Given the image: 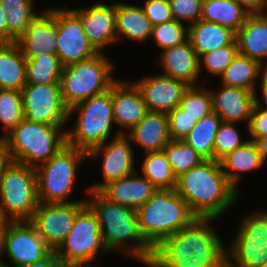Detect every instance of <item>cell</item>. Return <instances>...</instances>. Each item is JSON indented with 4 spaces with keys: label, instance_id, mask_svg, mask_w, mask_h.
Returning <instances> with one entry per match:
<instances>
[{
    "label": "cell",
    "instance_id": "cell-21",
    "mask_svg": "<svg viewBox=\"0 0 267 267\" xmlns=\"http://www.w3.org/2000/svg\"><path fill=\"white\" fill-rule=\"evenodd\" d=\"M212 97V111L222 122L238 123L250 121L251 112L255 103V93L236 87L221 84V89L210 92Z\"/></svg>",
    "mask_w": 267,
    "mask_h": 267
},
{
    "label": "cell",
    "instance_id": "cell-10",
    "mask_svg": "<svg viewBox=\"0 0 267 267\" xmlns=\"http://www.w3.org/2000/svg\"><path fill=\"white\" fill-rule=\"evenodd\" d=\"M100 248L103 253H108L96 215L86 204L77 213L73 227L54 252L67 267H74L94 261Z\"/></svg>",
    "mask_w": 267,
    "mask_h": 267
},
{
    "label": "cell",
    "instance_id": "cell-39",
    "mask_svg": "<svg viewBox=\"0 0 267 267\" xmlns=\"http://www.w3.org/2000/svg\"><path fill=\"white\" fill-rule=\"evenodd\" d=\"M151 39L162 50L183 44L188 40V26L175 19L153 26Z\"/></svg>",
    "mask_w": 267,
    "mask_h": 267
},
{
    "label": "cell",
    "instance_id": "cell-8",
    "mask_svg": "<svg viewBox=\"0 0 267 267\" xmlns=\"http://www.w3.org/2000/svg\"><path fill=\"white\" fill-rule=\"evenodd\" d=\"M39 204L35 168L13 162L0 179V217L29 221Z\"/></svg>",
    "mask_w": 267,
    "mask_h": 267
},
{
    "label": "cell",
    "instance_id": "cell-6",
    "mask_svg": "<svg viewBox=\"0 0 267 267\" xmlns=\"http://www.w3.org/2000/svg\"><path fill=\"white\" fill-rule=\"evenodd\" d=\"M78 113L73 130H66V144L89 152L108 141L113 123L112 85L106 92L92 96L68 109V117Z\"/></svg>",
    "mask_w": 267,
    "mask_h": 267
},
{
    "label": "cell",
    "instance_id": "cell-40",
    "mask_svg": "<svg viewBox=\"0 0 267 267\" xmlns=\"http://www.w3.org/2000/svg\"><path fill=\"white\" fill-rule=\"evenodd\" d=\"M238 53V44L235 41L223 48H218L212 52L203 54L199 57V72H201L202 62L207 71L216 76H222L225 69L232 62Z\"/></svg>",
    "mask_w": 267,
    "mask_h": 267
},
{
    "label": "cell",
    "instance_id": "cell-45",
    "mask_svg": "<svg viewBox=\"0 0 267 267\" xmlns=\"http://www.w3.org/2000/svg\"><path fill=\"white\" fill-rule=\"evenodd\" d=\"M247 127L248 133L251 136L249 140L267 138V110L254 103Z\"/></svg>",
    "mask_w": 267,
    "mask_h": 267
},
{
    "label": "cell",
    "instance_id": "cell-19",
    "mask_svg": "<svg viewBox=\"0 0 267 267\" xmlns=\"http://www.w3.org/2000/svg\"><path fill=\"white\" fill-rule=\"evenodd\" d=\"M80 18L83 30L93 47L102 52L104 47L117 41L115 25V3L106 5L96 2L88 9H72Z\"/></svg>",
    "mask_w": 267,
    "mask_h": 267
},
{
    "label": "cell",
    "instance_id": "cell-43",
    "mask_svg": "<svg viewBox=\"0 0 267 267\" xmlns=\"http://www.w3.org/2000/svg\"><path fill=\"white\" fill-rule=\"evenodd\" d=\"M169 134L173 141H183L190 133L197 121L186 114V111L177 106L168 113Z\"/></svg>",
    "mask_w": 267,
    "mask_h": 267
},
{
    "label": "cell",
    "instance_id": "cell-4",
    "mask_svg": "<svg viewBox=\"0 0 267 267\" xmlns=\"http://www.w3.org/2000/svg\"><path fill=\"white\" fill-rule=\"evenodd\" d=\"M136 212L141 236L153 249L196 216L175 189H158Z\"/></svg>",
    "mask_w": 267,
    "mask_h": 267
},
{
    "label": "cell",
    "instance_id": "cell-28",
    "mask_svg": "<svg viewBox=\"0 0 267 267\" xmlns=\"http://www.w3.org/2000/svg\"><path fill=\"white\" fill-rule=\"evenodd\" d=\"M26 85V58L17 42L0 43V89L21 91Z\"/></svg>",
    "mask_w": 267,
    "mask_h": 267
},
{
    "label": "cell",
    "instance_id": "cell-34",
    "mask_svg": "<svg viewBox=\"0 0 267 267\" xmlns=\"http://www.w3.org/2000/svg\"><path fill=\"white\" fill-rule=\"evenodd\" d=\"M33 0H0L8 33L17 41L37 17Z\"/></svg>",
    "mask_w": 267,
    "mask_h": 267
},
{
    "label": "cell",
    "instance_id": "cell-3",
    "mask_svg": "<svg viewBox=\"0 0 267 267\" xmlns=\"http://www.w3.org/2000/svg\"><path fill=\"white\" fill-rule=\"evenodd\" d=\"M87 192L92 197L86 200V204L96 215L107 251L112 252L122 244V252L135 257L148 267L153 259L154 249L141 236L136 210L110 201L100 191ZM127 240L136 242L126 245L124 243Z\"/></svg>",
    "mask_w": 267,
    "mask_h": 267
},
{
    "label": "cell",
    "instance_id": "cell-48",
    "mask_svg": "<svg viewBox=\"0 0 267 267\" xmlns=\"http://www.w3.org/2000/svg\"><path fill=\"white\" fill-rule=\"evenodd\" d=\"M25 267H67L58 255L52 251L45 259Z\"/></svg>",
    "mask_w": 267,
    "mask_h": 267
},
{
    "label": "cell",
    "instance_id": "cell-41",
    "mask_svg": "<svg viewBox=\"0 0 267 267\" xmlns=\"http://www.w3.org/2000/svg\"><path fill=\"white\" fill-rule=\"evenodd\" d=\"M236 123L222 122L215 135L213 149L214 160H220L227 153L241 147L247 140H241V136L236 129Z\"/></svg>",
    "mask_w": 267,
    "mask_h": 267
},
{
    "label": "cell",
    "instance_id": "cell-46",
    "mask_svg": "<svg viewBox=\"0 0 267 267\" xmlns=\"http://www.w3.org/2000/svg\"><path fill=\"white\" fill-rule=\"evenodd\" d=\"M238 2L249 14H264L267 8V0H235Z\"/></svg>",
    "mask_w": 267,
    "mask_h": 267
},
{
    "label": "cell",
    "instance_id": "cell-27",
    "mask_svg": "<svg viewBox=\"0 0 267 267\" xmlns=\"http://www.w3.org/2000/svg\"><path fill=\"white\" fill-rule=\"evenodd\" d=\"M188 40L198 57L236 41V33L216 23L199 20L188 25Z\"/></svg>",
    "mask_w": 267,
    "mask_h": 267
},
{
    "label": "cell",
    "instance_id": "cell-36",
    "mask_svg": "<svg viewBox=\"0 0 267 267\" xmlns=\"http://www.w3.org/2000/svg\"><path fill=\"white\" fill-rule=\"evenodd\" d=\"M174 176L179 178L205 159L184 141L171 140L163 149Z\"/></svg>",
    "mask_w": 267,
    "mask_h": 267
},
{
    "label": "cell",
    "instance_id": "cell-50",
    "mask_svg": "<svg viewBox=\"0 0 267 267\" xmlns=\"http://www.w3.org/2000/svg\"><path fill=\"white\" fill-rule=\"evenodd\" d=\"M261 92L263 95V99H264V103L267 106V70H265V72H263L262 77H261ZM259 98L256 96L255 94V104L265 110H267V107L263 106L260 104ZM265 107V108H264Z\"/></svg>",
    "mask_w": 267,
    "mask_h": 267
},
{
    "label": "cell",
    "instance_id": "cell-14",
    "mask_svg": "<svg viewBox=\"0 0 267 267\" xmlns=\"http://www.w3.org/2000/svg\"><path fill=\"white\" fill-rule=\"evenodd\" d=\"M85 205L84 199L69 203H40L29 222L55 251L73 227L77 213Z\"/></svg>",
    "mask_w": 267,
    "mask_h": 267
},
{
    "label": "cell",
    "instance_id": "cell-38",
    "mask_svg": "<svg viewBox=\"0 0 267 267\" xmlns=\"http://www.w3.org/2000/svg\"><path fill=\"white\" fill-rule=\"evenodd\" d=\"M179 107L199 122L203 117L213 112L210 91L199 85L190 86L184 93Z\"/></svg>",
    "mask_w": 267,
    "mask_h": 267
},
{
    "label": "cell",
    "instance_id": "cell-11",
    "mask_svg": "<svg viewBox=\"0 0 267 267\" xmlns=\"http://www.w3.org/2000/svg\"><path fill=\"white\" fill-rule=\"evenodd\" d=\"M232 243L228 267H263L267 262V211H256L243 218Z\"/></svg>",
    "mask_w": 267,
    "mask_h": 267
},
{
    "label": "cell",
    "instance_id": "cell-51",
    "mask_svg": "<svg viewBox=\"0 0 267 267\" xmlns=\"http://www.w3.org/2000/svg\"><path fill=\"white\" fill-rule=\"evenodd\" d=\"M256 143L261 159L266 163L267 160V138L252 140Z\"/></svg>",
    "mask_w": 267,
    "mask_h": 267
},
{
    "label": "cell",
    "instance_id": "cell-13",
    "mask_svg": "<svg viewBox=\"0 0 267 267\" xmlns=\"http://www.w3.org/2000/svg\"><path fill=\"white\" fill-rule=\"evenodd\" d=\"M53 250L29 221H7L2 253L14 267H25L45 259Z\"/></svg>",
    "mask_w": 267,
    "mask_h": 267
},
{
    "label": "cell",
    "instance_id": "cell-26",
    "mask_svg": "<svg viewBox=\"0 0 267 267\" xmlns=\"http://www.w3.org/2000/svg\"><path fill=\"white\" fill-rule=\"evenodd\" d=\"M115 25L117 40L124 36L132 41L145 42L152 35L153 25L141 6L115 3Z\"/></svg>",
    "mask_w": 267,
    "mask_h": 267
},
{
    "label": "cell",
    "instance_id": "cell-18",
    "mask_svg": "<svg viewBox=\"0 0 267 267\" xmlns=\"http://www.w3.org/2000/svg\"><path fill=\"white\" fill-rule=\"evenodd\" d=\"M58 39V9L45 10L31 22L17 40L25 58L56 53Z\"/></svg>",
    "mask_w": 267,
    "mask_h": 267
},
{
    "label": "cell",
    "instance_id": "cell-44",
    "mask_svg": "<svg viewBox=\"0 0 267 267\" xmlns=\"http://www.w3.org/2000/svg\"><path fill=\"white\" fill-rule=\"evenodd\" d=\"M143 9L153 26L174 19L169 0H146Z\"/></svg>",
    "mask_w": 267,
    "mask_h": 267
},
{
    "label": "cell",
    "instance_id": "cell-20",
    "mask_svg": "<svg viewBox=\"0 0 267 267\" xmlns=\"http://www.w3.org/2000/svg\"><path fill=\"white\" fill-rule=\"evenodd\" d=\"M112 106L115 124L129 132L140 123L148 111L136 85L120 80L112 84Z\"/></svg>",
    "mask_w": 267,
    "mask_h": 267
},
{
    "label": "cell",
    "instance_id": "cell-30",
    "mask_svg": "<svg viewBox=\"0 0 267 267\" xmlns=\"http://www.w3.org/2000/svg\"><path fill=\"white\" fill-rule=\"evenodd\" d=\"M248 15L235 0H203L200 20L222 25L237 33Z\"/></svg>",
    "mask_w": 267,
    "mask_h": 267
},
{
    "label": "cell",
    "instance_id": "cell-25",
    "mask_svg": "<svg viewBox=\"0 0 267 267\" xmlns=\"http://www.w3.org/2000/svg\"><path fill=\"white\" fill-rule=\"evenodd\" d=\"M238 53L256 62L267 70V14H249L244 25L236 33Z\"/></svg>",
    "mask_w": 267,
    "mask_h": 267
},
{
    "label": "cell",
    "instance_id": "cell-23",
    "mask_svg": "<svg viewBox=\"0 0 267 267\" xmlns=\"http://www.w3.org/2000/svg\"><path fill=\"white\" fill-rule=\"evenodd\" d=\"M163 75L197 86L199 57L189 40L183 44L164 49L160 58Z\"/></svg>",
    "mask_w": 267,
    "mask_h": 267
},
{
    "label": "cell",
    "instance_id": "cell-47",
    "mask_svg": "<svg viewBox=\"0 0 267 267\" xmlns=\"http://www.w3.org/2000/svg\"><path fill=\"white\" fill-rule=\"evenodd\" d=\"M13 163L10 150L3 137H0V179L6 169Z\"/></svg>",
    "mask_w": 267,
    "mask_h": 267
},
{
    "label": "cell",
    "instance_id": "cell-24",
    "mask_svg": "<svg viewBox=\"0 0 267 267\" xmlns=\"http://www.w3.org/2000/svg\"><path fill=\"white\" fill-rule=\"evenodd\" d=\"M126 135L145 153L162 151L171 141L168 114L148 110L140 123Z\"/></svg>",
    "mask_w": 267,
    "mask_h": 267
},
{
    "label": "cell",
    "instance_id": "cell-33",
    "mask_svg": "<svg viewBox=\"0 0 267 267\" xmlns=\"http://www.w3.org/2000/svg\"><path fill=\"white\" fill-rule=\"evenodd\" d=\"M64 66L56 53L41 54L26 58V83H60Z\"/></svg>",
    "mask_w": 267,
    "mask_h": 267
},
{
    "label": "cell",
    "instance_id": "cell-1",
    "mask_svg": "<svg viewBox=\"0 0 267 267\" xmlns=\"http://www.w3.org/2000/svg\"><path fill=\"white\" fill-rule=\"evenodd\" d=\"M214 216H195L155 249L148 267H228V250L211 226Z\"/></svg>",
    "mask_w": 267,
    "mask_h": 267
},
{
    "label": "cell",
    "instance_id": "cell-53",
    "mask_svg": "<svg viewBox=\"0 0 267 267\" xmlns=\"http://www.w3.org/2000/svg\"><path fill=\"white\" fill-rule=\"evenodd\" d=\"M74 267H92L90 266L89 262H86V263H80V264H77L76 266Z\"/></svg>",
    "mask_w": 267,
    "mask_h": 267
},
{
    "label": "cell",
    "instance_id": "cell-29",
    "mask_svg": "<svg viewBox=\"0 0 267 267\" xmlns=\"http://www.w3.org/2000/svg\"><path fill=\"white\" fill-rule=\"evenodd\" d=\"M223 173L228 181L237 189L240 173L258 170L264 165L258 147L252 140H247L241 147L227 153L220 160ZM239 172V173H238Z\"/></svg>",
    "mask_w": 267,
    "mask_h": 267
},
{
    "label": "cell",
    "instance_id": "cell-35",
    "mask_svg": "<svg viewBox=\"0 0 267 267\" xmlns=\"http://www.w3.org/2000/svg\"><path fill=\"white\" fill-rule=\"evenodd\" d=\"M142 172L157 189H175L177 178L174 176L172 167L168 162L164 151L145 153Z\"/></svg>",
    "mask_w": 267,
    "mask_h": 267
},
{
    "label": "cell",
    "instance_id": "cell-17",
    "mask_svg": "<svg viewBox=\"0 0 267 267\" xmlns=\"http://www.w3.org/2000/svg\"><path fill=\"white\" fill-rule=\"evenodd\" d=\"M140 90L147 110L169 113L179 106L190 87L183 81L166 75L146 76L134 83Z\"/></svg>",
    "mask_w": 267,
    "mask_h": 267
},
{
    "label": "cell",
    "instance_id": "cell-16",
    "mask_svg": "<svg viewBox=\"0 0 267 267\" xmlns=\"http://www.w3.org/2000/svg\"><path fill=\"white\" fill-rule=\"evenodd\" d=\"M99 53L88 40L80 18L68 9L58 8L57 50L65 67L89 59Z\"/></svg>",
    "mask_w": 267,
    "mask_h": 267
},
{
    "label": "cell",
    "instance_id": "cell-32",
    "mask_svg": "<svg viewBox=\"0 0 267 267\" xmlns=\"http://www.w3.org/2000/svg\"><path fill=\"white\" fill-rule=\"evenodd\" d=\"M221 123V118L215 112H211L195 124L183 141L205 160H214L213 143Z\"/></svg>",
    "mask_w": 267,
    "mask_h": 267
},
{
    "label": "cell",
    "instance_id": "cell-42",
    "mask_svg": "<svg viewBox=\"0 0 267 267\" xmlns=\"http://www.w3.org/2000/svg\"><path fill=\"white\" fill-rule=\"evenodd\" d=\"M169 3L177 22L187 21L192 25L200 20L203 0H169Z\"/></svg>",
    "mask_w": 267,
    "mask_h": 267
},
{
    "label": "cell",
    "instance_id": "cell-12",
    "mask_svg": "<svg viewBox=\"0 0 267 267\" xmlns=\"http://www.w3.org/2000/svg\"><path fill=\"white\" fill-rule=\"evenodd\" d=\"M24 117L31 123L63 126L69 119L60 83L28 84L21 90Z\"/></svg>",
    "mask_w": 267,
    "mask_h": 267
},
{
    "label": "cell",
    "instance_id": "cell-2",
    "mask_svg": "<svg viewBox=\"0 0 267 267\" xmlns=\"http://www.w3.org/2000/svg\"><path fill=\"white\" fill-rule=\"evenodd\" d=\"M176 192L196 216L221 217L238 198L218 160H204L177 178Z\"/></svg>",
    "mask_w": 267,
    "mask_h": 267
},
{
    "label": "cell",
    "instance_id": "cell-5",
    "mask_svg": "<svg viewBox=\"0 0 267 267\" xmlns=\"http://www.w3.org/2000/svg\"><path fill=\"white\" fill-rule=\"evenodd\" d=\"M62 126L44 123H31L23 119L3 138L5 139L13 162L32 168L48 162L66 145V131Z\"/></svg>",
    "mask_w": 267,
    "mask_h": 267
},
{
    "label": "cell",
    "instance_id": "cell-37",
    "mask_svg": "<svg viewBox=\"0 0 267 267\" xmlns=\"http://www.w3.org/2000/svg\"><path fill=\"white\" fill-rule=\"evenodd\" d=\"M24 110L21 91L0 89V123L8 134L23 119Z\"/></svg>",
    "mask_w": 267,
    "mask_h": 267
},
{
    "label": "cell",
    "instance_id": "cell-52",
    "mask_svg": "<svg viewBox=\"0 0 267 267\" xmlns=\"http://www.w3.org/2000/svg\"><path fill=\"white\" fill-rule=\"evenodd\" d=\"M6 223H7V220L0 217V256L2 255L3 233H4Z\"/></svg>",
    "mask_w": 267,
    "mask_h": 267
},
{
    "label": "cell",
    "instance_id": "cell-9",
    "mask_svg": "<svg viewBox=\"0 0 267 267\" xmlns=\"http://www.w3.org/2000/svg\"><path fill=\"white\" fill-rule=\"evenodd\" d=\"M88 152L66 144L48 162L35 168L40 203H69L76 169ZM67 200V201H66Z\"/></svg>",
    "mask_w": 267,
    "mask_h": 267
},
{
    "label": "cell",
    "instance_id": "cell-31",
    "mask_svg": "<svg viewBox=\"0 0 267 267\" xmlns=\"http://www.w3.org/2000/svg\"><path fill=\"white\" fill-rule=\"evenodd\" d=\"M265 70L258 62L237 53L220 77L221 84L256 94V79L261 78L260 73L265 72Z\"/></svg>",
    "mask_w": 267,
    "mask_h": 267
},
{
    "label": "cell",
    "instance_id": "cell-22",
    "mask_svg": "<svg viewBox=\"0 0 267 267\" xmlns=\"http://www.w3.org/2000/svg\"><path fill=\"white\" fill-rule=\"evenodd\" d=\"M157 190L147 178L139 176L135 171L125 178L109 183L100 192L110 201L136 210Z\"/></svg>",
    "mask_w": 267,
    "mask_h": 267
},
{
    "label": "cell",
    "instance_id": "cell-49",
    "mask_svg": "<svg viewBox=\"0 0 267 267\" xmlns=\"http://www.w3.org/2000/svg\"><path fill=\"white\" fill-rule=\"evenodd\" d=\"M5 14L0 2V43H13L17 42L7 31Z\"/></svg>",
    "mask_w": 267,
    "mask_h": 267
},
{
    "label": "cell",
    "instance_id": "cell-54",
    "mask_svg": "<svg viewBox=\"0 0 267 267\" xmlns=\"http://www.w3.org/2000/svg\"><path fill=\"white\" fill-rule=\"evenodd\" d=\"M0 267H9V264H6L2 260H0Z\"/></svg>",
    "mask_w": 267,
    "mask_h": 267
},
{
    "label": "cell",
    "instance_id": "cell-7",
    "mask_svg": "<svg viewBox=\"0 0 267 267\" xmlns=\"http://www.w3.org/2000/svg\"><path fill=\"white\" fill-rule=\"evenodd\" d=\"M113 64L102 52L78 63L65 66L60 79L65 106L74 105L110 89L116 79L111 77Z\"/></svg>",
    "mask_w": 267,
    "mask_h": 267
},
{
    "label": "cell",
    "instance_id": "cell-15",
    "mask_svg": "<svg viewBox=\"0 0 267 267\" xmlns=\"http://www.w3.org/2000/svg\"><path fill=\"white\" fill-rule=\"evenodd\" d=\"M126 131L119 130L112 141H107L88 152V158H98L102 153V176L104 182L91 185L89 191H101L106 185L135 172L133 151Z\"/></svg>",
    "mask_w": 267,
    "mask_h": 267
}]
</instances>
